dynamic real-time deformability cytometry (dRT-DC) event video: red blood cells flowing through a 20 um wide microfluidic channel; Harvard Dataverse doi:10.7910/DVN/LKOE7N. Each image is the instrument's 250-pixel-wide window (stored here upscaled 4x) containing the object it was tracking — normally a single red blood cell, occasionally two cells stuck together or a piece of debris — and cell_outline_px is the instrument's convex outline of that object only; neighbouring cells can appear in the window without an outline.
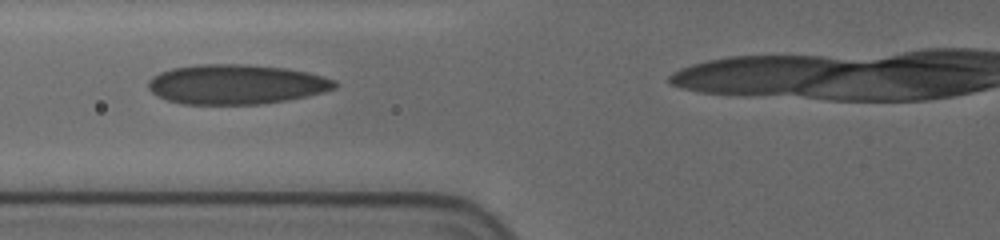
{"species": "human", "species_latin": "Homo sapiens", "temperature_condition": "cold", "stored_images_in_passage": 32, "camera_frame_rate_fps": 3000, "um_per_image_px": 0.085, "donor": {"sex": "female"}, "frame": {"image": 1, "passage_image": 6, "time_ms": 1.667, "image_size_px": [1000, 240], "cell_outline_px": [[340, 84], [336, 88], [324, 92], [308, 96], [260, 104], [184, 104], [168, 100], [156, 96], [148, 88], [148, 80], [152, 76], [160, 72], [172, 68], [196, 64], [248, 64], [284, 68], [308, 72], [324, 76], [336, 80]], "centroid_in_image_um": [20.08, 7.16], "position_along_channel_um": 105.7, "area_um2": 43.47}}
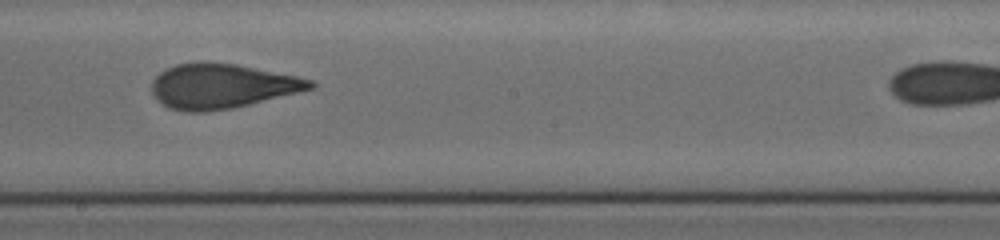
{"frame": {"image": 2, "passage_image": 16, "time_ms": 5.0, "image_size_px": [1000, 240], "cell_outline_px": [[316, 88], [232, 108], [204, 112], [184, 112], [168, 108], [156, 100], [152, 92], [152, 80], [160, 72], [176, 64], [236, 64], [296, 76], [312, 80], [316, 84]], "centroid_in_image_um": [18.85, 7.35], "position_along_channel_um": 229.3, "area_um2": 40.69}}
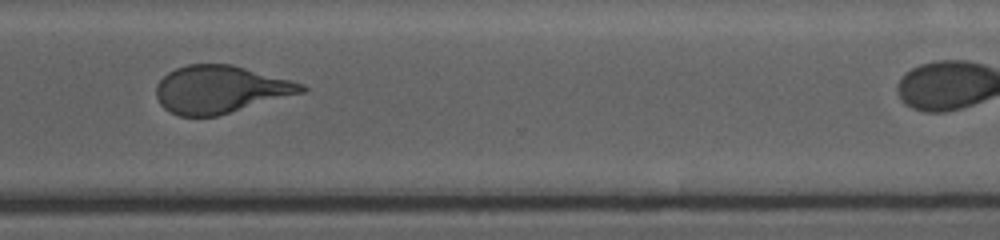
{"frame": {"image": 3, "passage_image": 26, "time_ms": 8.333, "image_size_px": [1000, 240], "cell_outline_px": [[308, 88], [304, 92], [216, 116], [180, 116], [164, 108], [160, 104], [156, 96], [156, 84], [168, 72], [176, 68], [188, 64], [232, 64], [304, 84]], "centroid_in_image_um": [18.7, 7.59], "position_along_channel_um": 351.9, "area_um2": 39.94}}